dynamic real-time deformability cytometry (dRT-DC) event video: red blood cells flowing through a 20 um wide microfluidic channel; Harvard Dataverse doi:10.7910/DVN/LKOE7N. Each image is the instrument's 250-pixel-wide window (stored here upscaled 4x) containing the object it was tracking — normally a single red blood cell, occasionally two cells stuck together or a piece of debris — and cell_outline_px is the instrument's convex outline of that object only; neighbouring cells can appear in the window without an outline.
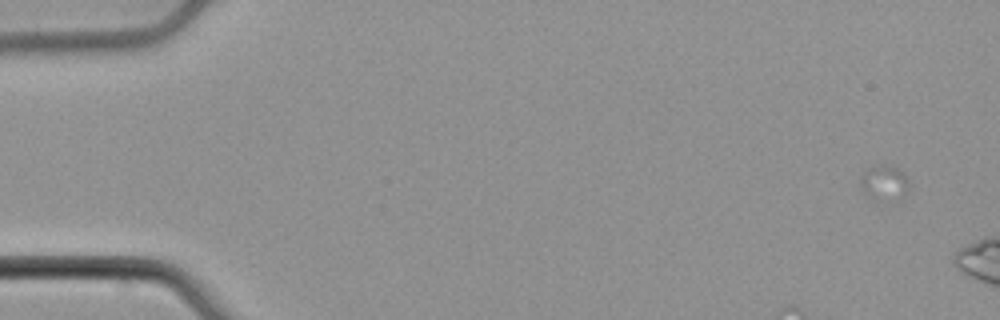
{"species": "common noctule bat (a hibernating species)", "species_latin": "Nyctalus noctula", "temperature_condition": "cold", "stored_images_in_passage": 16, "camera_frame_rate_fps": 3000, "um_per_image_px": 0.085, "animal": {"sex": "male", "body_mass_g": 21.5, "forearm_length_mm": 52.0}, "frame": {"image": 1, "passage_image": 3, "time_ms": 0.667, "image_size_px": [1000, 320], "cell_outline_px": [[912, 184], [904, 196], [876, 200], [864, 192], [860, 188], [860, 176], [872, 164], [884, 164], [900, 168], [908, 176]], "centroid_in_image_um": [75.2, 15.46], "position_along_channel_um": 9.8, "area_um2": 10.23}}